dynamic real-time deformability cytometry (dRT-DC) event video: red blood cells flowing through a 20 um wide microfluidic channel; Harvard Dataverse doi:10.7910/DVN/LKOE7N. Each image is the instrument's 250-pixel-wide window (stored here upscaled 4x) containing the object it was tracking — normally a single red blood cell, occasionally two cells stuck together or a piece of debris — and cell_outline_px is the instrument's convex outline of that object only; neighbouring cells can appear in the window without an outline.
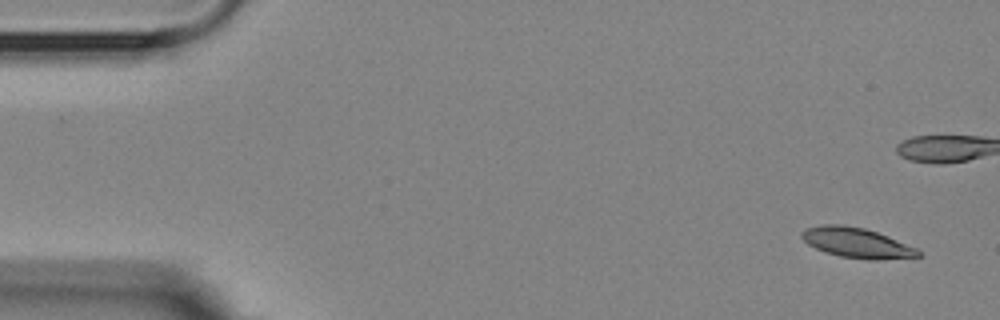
{"species": "Egyptian fruit bat (a non-hibernating species)", "species_latin": "Rousettus aegyptiacus", "temperature_condition": "room temperature", "stored_images_in_passage": 6, "segment_of_instrument_passage": [2, 2], "camera_frame_rate_fps": 3000, "um_per_image_px": 0.085, "animal": {"sex": "female"}, "frame": {"image": 1, "passage_image": 6, "time_ms": 6.667, "image_size_px": [1000, 320], "cell_outline_px": [[920, 256], [880, 260], [868, 260], [840, 256], [824, 252], [808, 244], [800, 236], [800, 232], [808, 228], [824, 224], [840, 224], [864, 228], [888, 236], [916, 248], [920, 252]], "centroid_in_image_um": [72.8, 20.64], "position_along_channel_um": 12.2, "area_um2": 20.29}}